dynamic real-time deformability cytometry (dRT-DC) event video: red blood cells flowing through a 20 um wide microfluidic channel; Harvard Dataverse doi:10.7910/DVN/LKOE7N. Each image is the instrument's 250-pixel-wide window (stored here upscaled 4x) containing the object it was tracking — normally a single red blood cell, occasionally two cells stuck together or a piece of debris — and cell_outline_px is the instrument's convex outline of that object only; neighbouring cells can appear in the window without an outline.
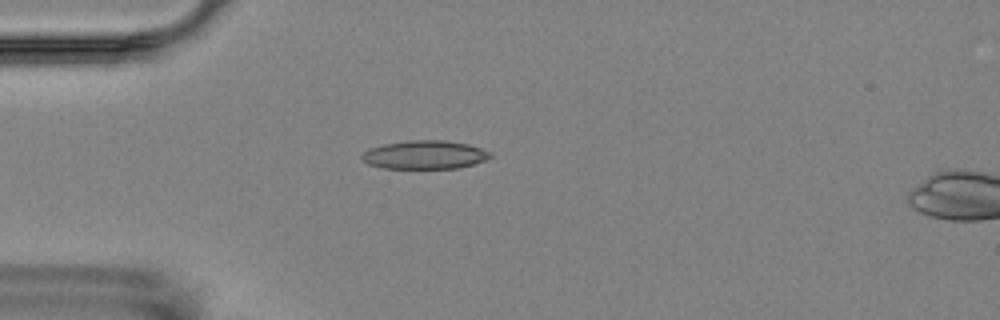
{"species": "Egyptian fruit bat (a non-hibernating species)", "species_latin": "Rousettus aegyptiacus", "temperature_condition": "room temperature", "stored_images_in_passage": 4, "segment_of_instrument_passage": [1, 2], "camera_frame_rate_fps": 3000, "um_per_image_px": 0.085, "animal": {"sex": "female"}, "frame": {"image": 1, "passage_image": 3, "time_ms": 3.0, "image_size_px": [1000, 320], "cell_outline_px": [[492, 156], [488, 160], [460, 168], [384, 168], [368, 164], [360, 160], [360, 156], [368, 148], [384, 144], [408, 140], [444, 140], [468, 144], [492, 152]], "centroid_in_image_um": [36.11, 13.16], "position_along_channel_um": 48.9, "area_um2": 21.56}}